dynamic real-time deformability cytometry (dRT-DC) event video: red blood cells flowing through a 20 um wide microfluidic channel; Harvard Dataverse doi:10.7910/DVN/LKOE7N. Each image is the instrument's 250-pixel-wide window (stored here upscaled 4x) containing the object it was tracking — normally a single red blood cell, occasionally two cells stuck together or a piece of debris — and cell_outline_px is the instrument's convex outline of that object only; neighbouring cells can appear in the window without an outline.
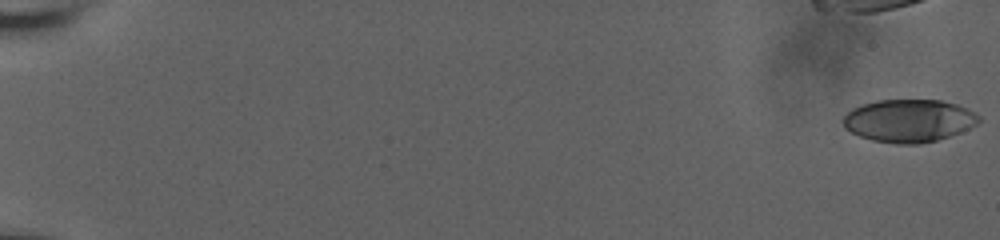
{"species": "human", "species_latin": "Homo sapiens", "temperature_condition": "room temperature", "stored_images_in_passage": 24, "camera_frame_rate_fps": 3000, "um_per_image_px": 0.085, "donor": {"sex": "male"}, "frame": {"image": 1, "passage_image": 1, "time_ms": 0.0, "image_size_px": [1000, 240], "cell_outline_px": [[980, 120], [976, 124], [960, 132], [936, 140], [916, 144], [896, 144], [872, 140], [860, 136], [844, 128], [840, 120], [852, 108], [876, 100], [940, 100], [956, 104], [968, 108], [976, 112], [980, 116]], "centroid_in_image_um": [77.24, 10.25], "position_along_channel_um": 7.8, "area_um2": 33.87}}